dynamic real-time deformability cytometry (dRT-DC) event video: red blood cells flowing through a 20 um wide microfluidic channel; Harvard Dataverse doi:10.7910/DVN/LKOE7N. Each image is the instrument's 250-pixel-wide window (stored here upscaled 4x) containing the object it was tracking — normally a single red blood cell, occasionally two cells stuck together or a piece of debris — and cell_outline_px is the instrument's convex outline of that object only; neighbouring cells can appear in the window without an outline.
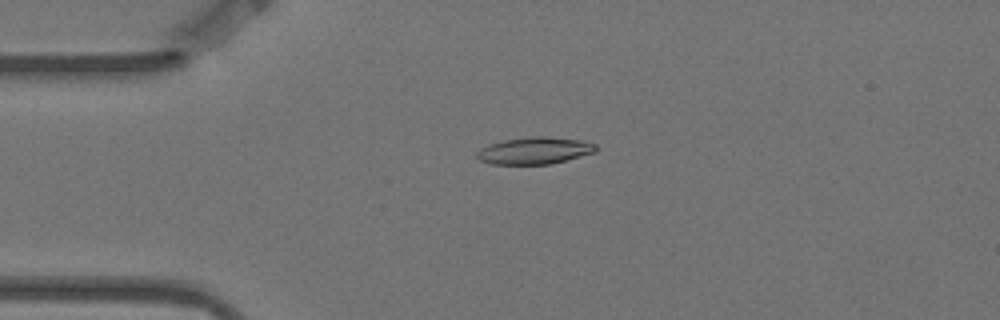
{"species": "Egyptian fruit bat (a non-hibernating species)", "species_latin": "Rousettus aegyptiacus", "temperature_condition": "warm", "stored_images_in_passage": 5, "camera_frame_rate_fps": 3000, "um_per_image_px": 0.085, "animal": {"sex": "female"}, "frame": {"image": 1, "passage_image": 4, "time_ms": 1.0, "image_size_px": [1000, 320], "cell_outline_px": [[596, 152], [552, 164], [492, 164], [480, 160], [476, 156], [476, 152], [480, 148], [488, 144], [504, 140], [532, 136], [544, 136], [584, 140], [596, 144]], "centroid_in_image_um": [45.45, 12.8], "position_along_channel_um": 39.6, "area_um2": 18.84}}
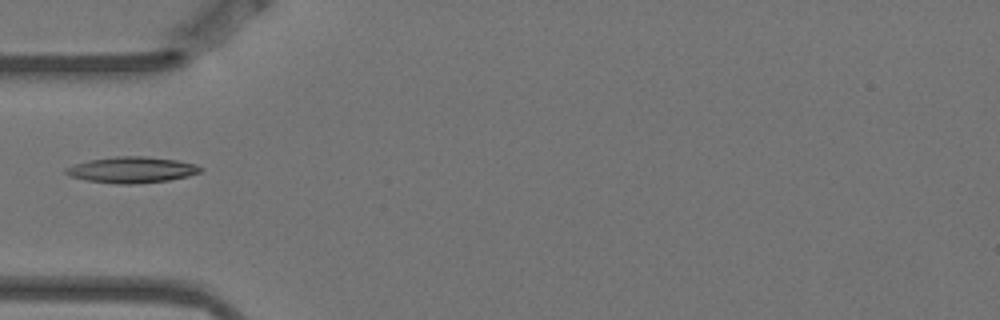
{"frame": {"image": 2, "passage_image": 5, "time_ms": 1.333, "image_size_px": [1000, 320], "cell_outline_px": [[204, 168], [200, 172], [188, 176], [168, 180], [136, 184], [116, 184], [84, 180], [68, 176], [64, 172], [64, 168], [72, 164], [88, 160], [116, 156], [144, 156], [176, 160], [196, 164]], "centroid_in_image_um": [11.15, 14.44], "position_along_channel_um": 73.9, "area_um2": 20.69}}